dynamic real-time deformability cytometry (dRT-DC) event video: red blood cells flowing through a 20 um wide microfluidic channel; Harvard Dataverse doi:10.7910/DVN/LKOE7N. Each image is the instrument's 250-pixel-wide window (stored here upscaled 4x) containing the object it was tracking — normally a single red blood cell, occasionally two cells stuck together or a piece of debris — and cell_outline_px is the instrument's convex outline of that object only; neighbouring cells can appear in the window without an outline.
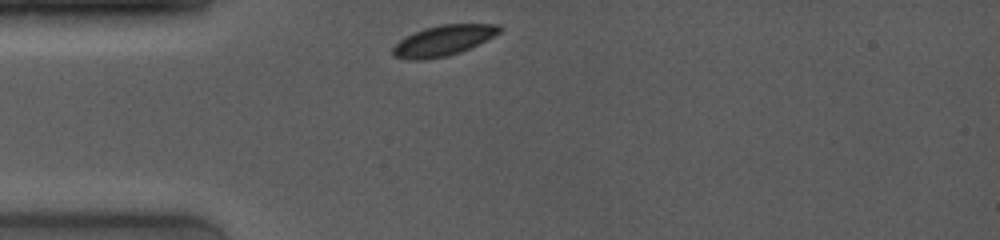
{"species": "common noctule bat (a hibernating species)", "species_latin": "Nyctalus noctula", "temperature_condition": "room temperature", "stored_images_in_passage": 26, "camera_frame_rate_fps": 4000, "um_per_image_px": 0.085, "animal": {"sex": "female", "body_mass_g": 19.0, "forearm_length_mm": 53.3}, "frame": {"image": 1, "passage_image": 1, "time_ms": 0.0, "image_size_px": [1000, 240], "cell_outline_px": [[504, 28], [500, 32], [460, 52], [448, 56], [424, 60], [408, 60], [396, 56], [392, 52], [392, 48], [400, 40], [424, 28], [444, 24], [500, 24]], "centroid_in_image_um": [37.68, 3.45], "position_along_channel_um": 47.3, "area_um2": 18.61}}
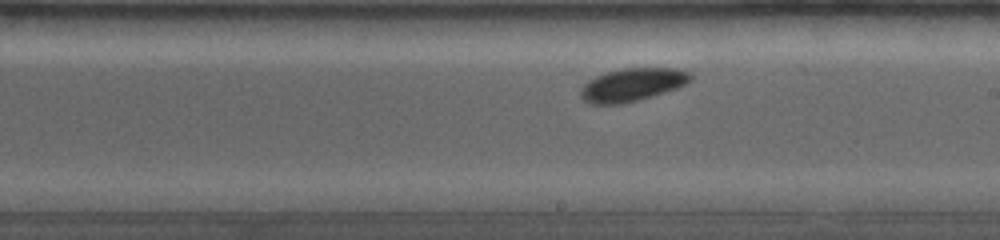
{"frame": {"image": 2, "passage_image": 17, "time_ms": 5.25, "image_size_px": [1000, 240], "cell_outline_px": [[692, 80], [676, 88], [664, 92], [624, 104], [588, 104], [580, 96], [580, 88], [588, 80], [596, 76], [608, 72], [624, 68], [676, 68], [692, 72]], "centroid_in_image_um": [53.73, 7.2], "position_along_channel_um": 235.3, "area_um2": 21.15}}
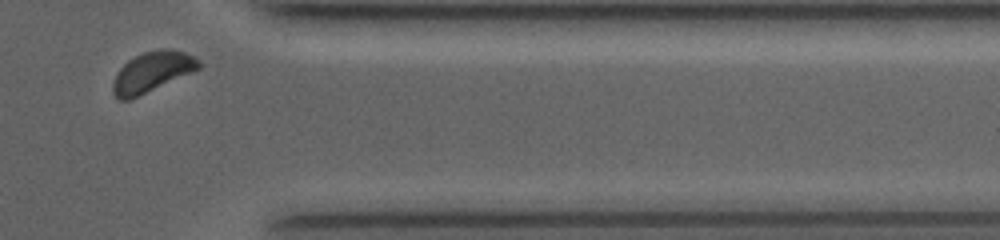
{"frame": {"image": 3, "passage_image": 26, "time_ms": 9.5, "image_size_px": [1000, 240], "cell_outline_px": [[200, 68], [192, 72], [128, 100], [116, 100], [112, 92], [112, 80], [116, 72], [128, 60], [144, 52], [160, 48], [184, 52], [200, 60]], "centroid_in_image_um": [12.87, 6.12], "position_along_channel_um": 398.5, "area_um2": 19.94}, "authors_computed_cell_mechanics": {"area_um2": 20.3167, "velocity_mm_per_s": 3.8664, "shape_relaxation_time_tau1_ms": 1.0154, "shape_relaxation_time_tau2_ms": null, "deformation_change_tau1": 0.0533, "deformation_change_tau2": null}}